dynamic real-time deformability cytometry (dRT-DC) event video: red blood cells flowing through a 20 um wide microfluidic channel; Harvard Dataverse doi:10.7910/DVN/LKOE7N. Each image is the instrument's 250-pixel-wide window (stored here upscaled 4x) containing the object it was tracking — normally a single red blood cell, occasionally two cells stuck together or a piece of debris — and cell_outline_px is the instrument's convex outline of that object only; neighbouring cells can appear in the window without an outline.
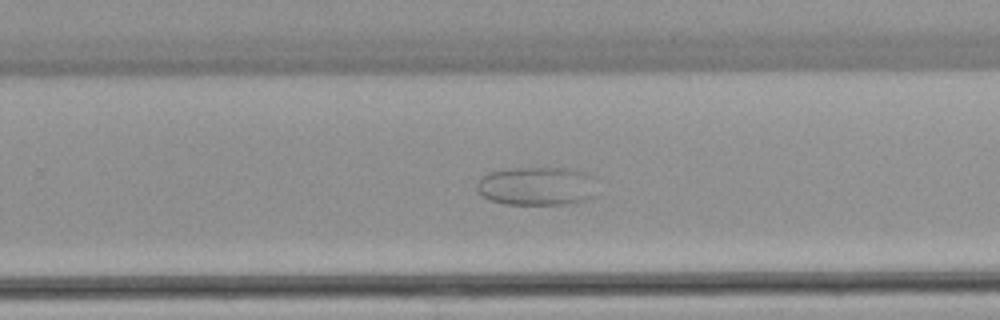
{"species": "common noctule bat (a hibernating species)", "species_latin": "Nyctalus noctula", "temperature_condition": "warm", "stored_images_in_passage": 51, "camera_frame_rate_fps": 3000, "um_per_image_px": 0.085, "animal": {"sex": "female", "body_mass_g": 22.7, "forearm_length_mm": 54.2}, "frame": {"image": 1, "passage_image": 33, "time_ms": 10.667, "image_size_px": [1000, 320], "cell_outline_px": [[596, 196], [584, 200], [564, 204], [504, 204], [492, 200], [484, 196], [476, 188], [476, 184], [488, 172], [508, 168], [572, 168], [592, 172], [596, 176]], "centroid_in_image_um": [45.74, 15.79], "position_along_channel_um": 284.1, "area_um2": 27.57}}
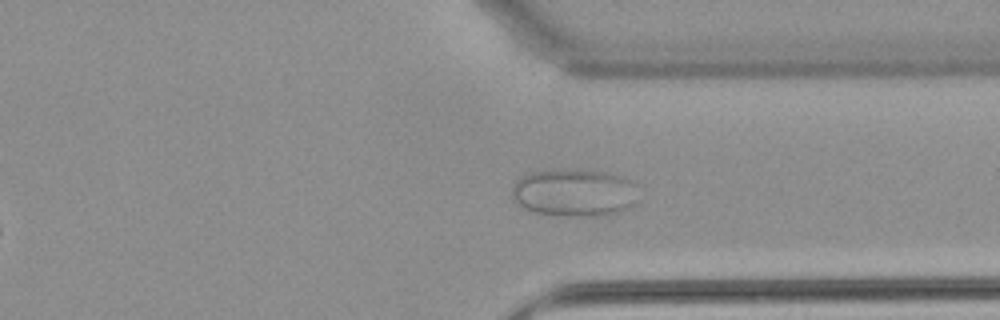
{"frame": {"image": 2, "passage_image": 39, "time_ms": 12.667, "image_size_px": [1000, 320], "cell_outline_px": [[640, 204], [632, 208], [620, 212], [596, 216], [564, 216], [536, 212], [520, 204], [512, 196], [512, 188], [516, 180], [528, 172], [556, 168], [572, 168], [608, 172], [620, 176], [636, 184]], "centroid_in_image_um": [48.89, 16.35], "position_along_channel_um": 362.5, "area_um2": 35.95}}